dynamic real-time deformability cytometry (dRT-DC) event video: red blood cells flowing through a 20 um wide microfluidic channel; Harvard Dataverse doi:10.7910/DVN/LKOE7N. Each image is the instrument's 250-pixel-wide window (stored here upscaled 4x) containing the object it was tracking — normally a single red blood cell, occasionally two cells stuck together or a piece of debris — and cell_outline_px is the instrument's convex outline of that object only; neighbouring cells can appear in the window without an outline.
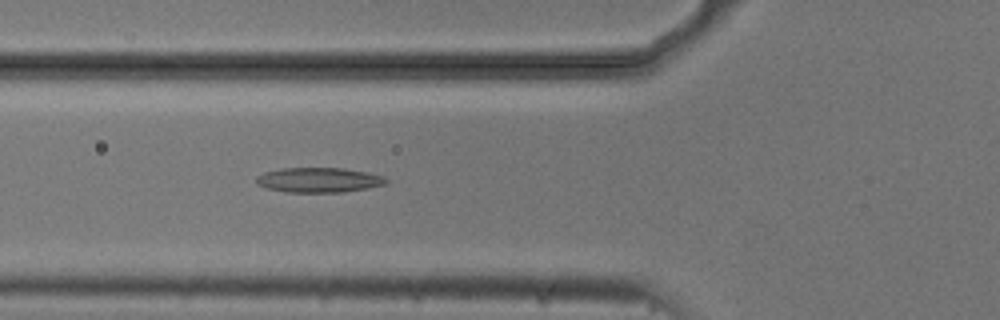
{"species": "common noctule bat (a hibernating species)", "species_latin": "Nyctalus noctula", "temperature_condition": "cold", "stored_images_in_passage": 43, "camera_frame_rate_fps": 3000, "um_per_image_px": 0.085, "animal": {"sex": "male", "body_mass_g": 20.5, "forearm_length_mm": 52.5}, "frame": {"image": 1, "passage_image": 9, "time_ms": 2.667, "image_size_px": [1000, 320], "cell_outline_px": [[388, 184], [368, 188], [344, 192], [284, 192], [268, 188], [256, 184], [256, 176], [264, 172], [280, 168], [344, 168], [364, 172], [380, 176], [388, 180]], "centroid_in_image_um": [27.06, 15.3], "position_along_channel_um": 98.7, "area_um2": 18.79}}
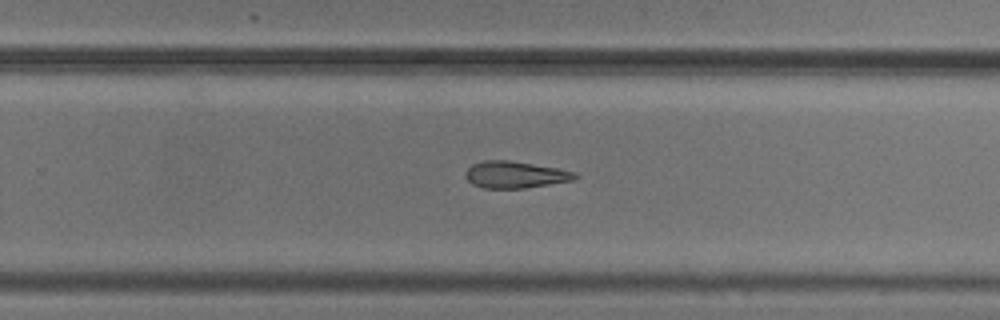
{"frame": {"image": 2, "passage_image": 24, "time_ms": 7.667, "image_size_px": [1000, 320], "cell_outline_px": [[580, 176], [572, 180], [524, 188], [484, 188], [472, 184], [468, 180], [468, 168], [472, 164], [484, 160], [508, 160], [556, 168], [576, 172]], "centroid_in_image_um": [43.81, 14.84], "position_along_channel_um": 286.0, "area_um2": 16.76}}
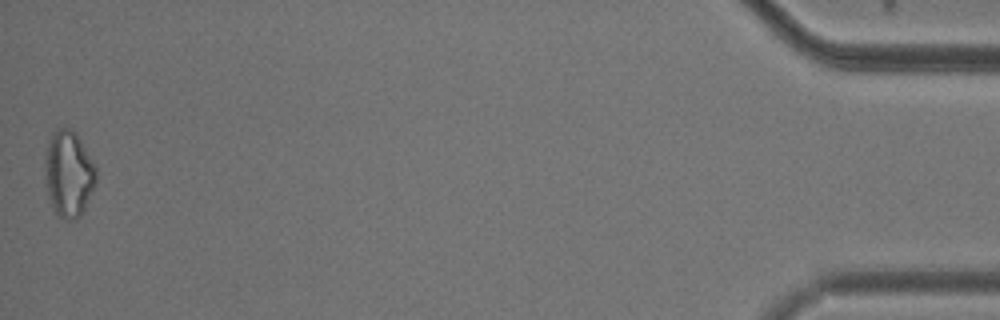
{"frame": {"image": 3, "passage_image": 43, "time_ms": 14.0, "image_size_px": [1000, 320], "cell_outline_px": [[96, 180], [84, 208], [80, 216], [72, 220], [68, 220], [60, 216], [56, 212], [52, 204], [48, 192], [44, 164], [44, 160], [48, 144], [52, 132], [60, 128], [68, 128], [76, 132], [92, 160], [96, 168]], "centroid_in_image_um": [5.83, 14.73], "position_along_channel_um": 429.4, "area_um2": 25.14}}